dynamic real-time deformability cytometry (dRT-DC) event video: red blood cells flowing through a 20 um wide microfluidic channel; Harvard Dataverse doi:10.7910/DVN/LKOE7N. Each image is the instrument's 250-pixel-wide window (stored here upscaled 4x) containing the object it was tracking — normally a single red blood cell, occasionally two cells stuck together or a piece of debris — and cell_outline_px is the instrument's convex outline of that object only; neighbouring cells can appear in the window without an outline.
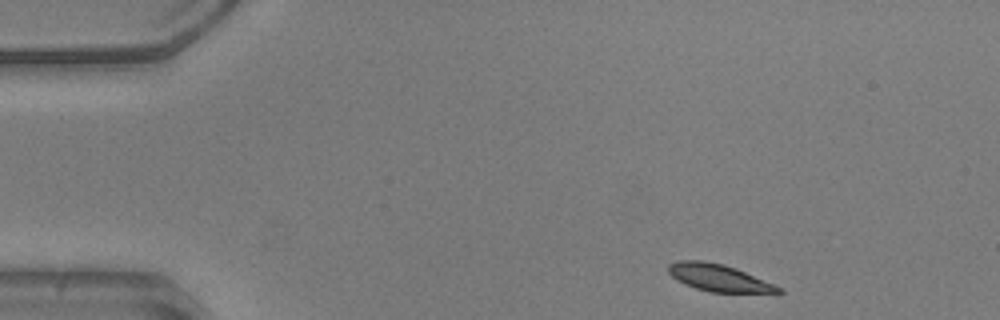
{"species": "common noctule bat (a hibernating species)", "species_latin": "Nyctalus noctula", "temperature_condition": "warm", "stored_images_in_passage": 46, "camera_frame_rate_fps": 3000, "um_per_image_px": 0.085, "animal": {"sex": "male", "body_mass_g": 20.5, "forearm_length_mm": 52.5}, "frame": {"image": 1, "passage_image": 1, "time_ms": 0.0, "image_size_px": [1000, 320], "cell_outline_px": [[784, 292], [780, 296], [776, 296], [708, 292], [684, 284], [676, 280], [668, 272], [668, 264], [676, 260], [700, 260], [724, 264], [736, 268], [772, 284], [780, 288]], "centroid_in_image_um": [61.2, 23.68], "position_along_channel_um": 23.8, "area_um2": 18.26}}
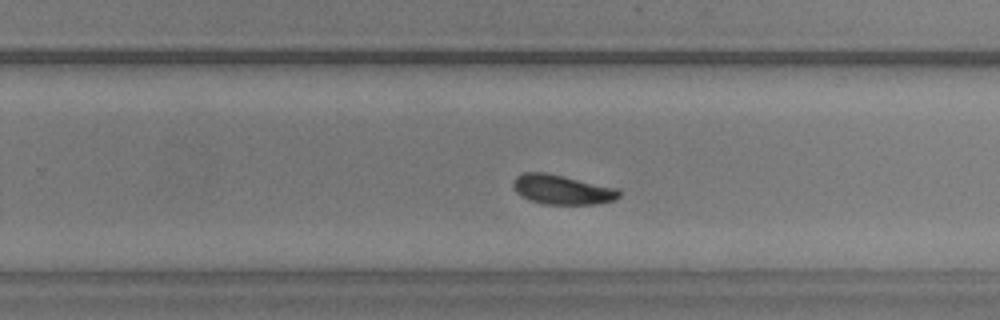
{"frame": {"image": 2, "passage_image": 27, "time_ms": 8.667, "image_size_px": [1000, 320], "cell_outline_px": [[620, 196], [612, 200], [596, 204], [544, 204], [528, 200], [516, 192], [512, 188], [512, 180], [516, 176], [524, 172], [544, 172], [564, 176], [616, 188], [620, 192]], "centroid_in_image_um": [47.7, 16.11], "position_along_channel_um": 282.1, "area_um2": 18.21}}
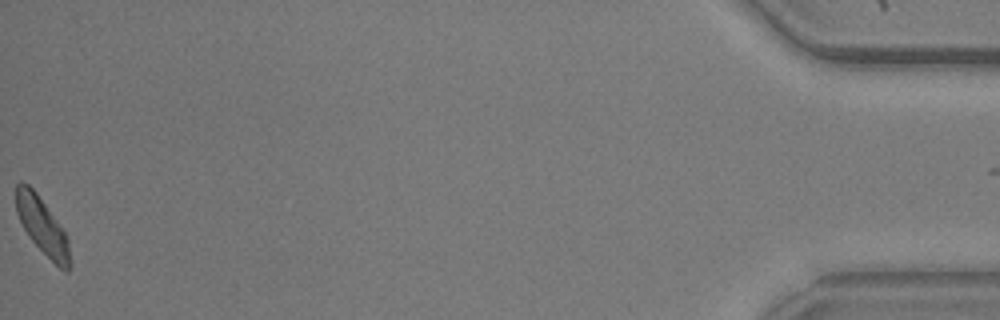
{"frame": {"image": 3, "passage_image": 46, "time_ms": 15.0, "image_size_px": [1000, 320], "cell_outline_px": [[72, 268], [68, 272], [64, 272], [32, 240], [24, 228], [16, 212], [16, 184], [20, 180], [28, 184], [36, 192], [56, 220], [64, 232], [68, 240], [72, 264]], "centroid_in_image_um": [3.61, 19.23], "position_along_channel_um": 431.6, "area_um2": 17.51}, "authors_computed_cell_mechanics": {"area_um2": 18.2648, "velocity_mm_per_s": 3.8975, "shape_relaxation_time_tau1_ms": 2.0097, "shape_relaxation_time_tau2_ms": 3.8446, "deformation_change_tau1": 0.1142, "deformation_change_tau2": 0.093}}